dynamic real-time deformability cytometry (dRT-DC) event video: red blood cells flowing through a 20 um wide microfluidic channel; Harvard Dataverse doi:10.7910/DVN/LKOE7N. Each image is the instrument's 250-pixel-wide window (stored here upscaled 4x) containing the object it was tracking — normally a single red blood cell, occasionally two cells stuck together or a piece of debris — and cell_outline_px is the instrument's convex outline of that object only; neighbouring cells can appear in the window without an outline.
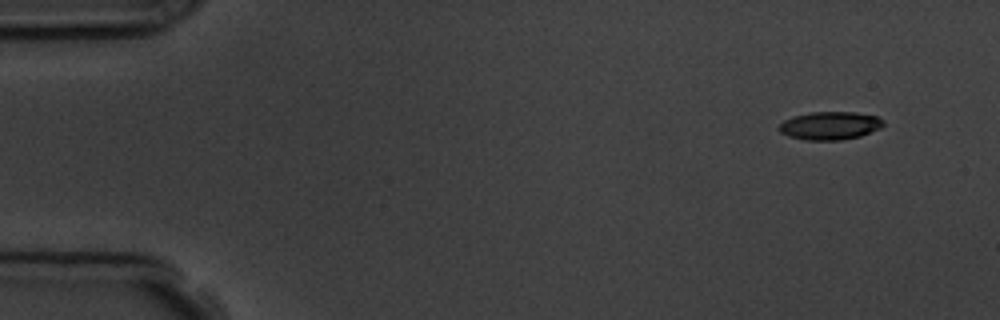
{"species": "common noctule bat (a hibernating species)", "species_latin": "Nyctalus noctula", "temperature_condition": "room temperature", "stored_images_in_passage": 5, "camera_frame_rate_fps": 3000, "um_per_image_px": 0.085, "animal": {"sex": "male", "body_mass_g": 19.5, "forearm_length_mm": 54.6}, "frame": {"image": 1, "passage_image": 1, "time_ms": 0.0, "image_size_px": [1000, 320], "cell_outline_px": [[884, 124], [880, 128], [860, 136], [840, 140], [804, 140], [788, 136], [780, 132], [776, 128], [784, 120], [792, 116], [812, 112], [856, 112], [876, 116], [884, 120]], "centroid_in_image_um": [70.52, 10.68], "position_along_channel_um": 14.5, "area_um2": 17.17}}